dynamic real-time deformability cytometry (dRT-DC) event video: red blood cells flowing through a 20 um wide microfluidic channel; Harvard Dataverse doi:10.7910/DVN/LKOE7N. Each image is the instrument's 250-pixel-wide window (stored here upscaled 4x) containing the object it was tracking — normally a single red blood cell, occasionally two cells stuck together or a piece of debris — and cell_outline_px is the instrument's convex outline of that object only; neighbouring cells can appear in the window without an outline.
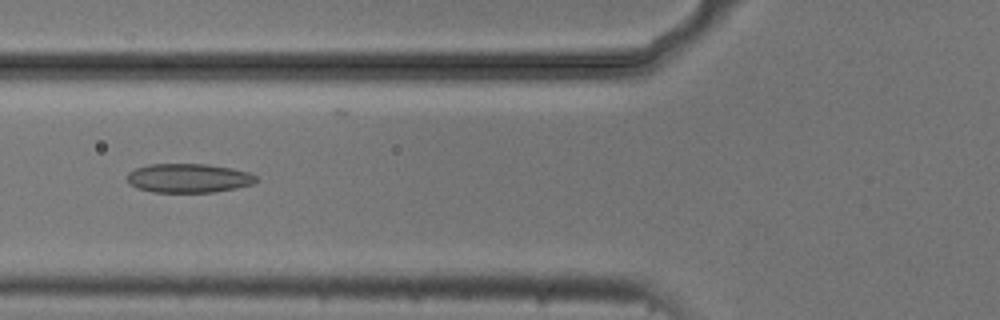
{"species": "common noctule bat (a hibernating species)", "species_latin": "Nyctalus noctula", "temperature_condition": "cold", "stored_images_in_passage": 8, "camera_frame_rate_fps": 3000, "um_per_image_px": 0.085, "animal": {"sex": "male", "body_mass_g": 20.5, "forearm_length_mm": 52.5}, "frame": {"image": 1, "passage_image": 5, "time_ms": 1.333, "image_size_px": [1000, 320], "cell_outline_px": [[256, 180], [252, 184], [236, 188], [212, 192], [152, 192], [136, 188], [128, 180], [128, 172], [136, 168], [148, 164], [208, 164], [232, 168], [248, 172], [256, 176]], "centroid_in_image_um": [16.02, 15.13], "position_along_channel_um": 109.8, "area_um2": 21.73}}
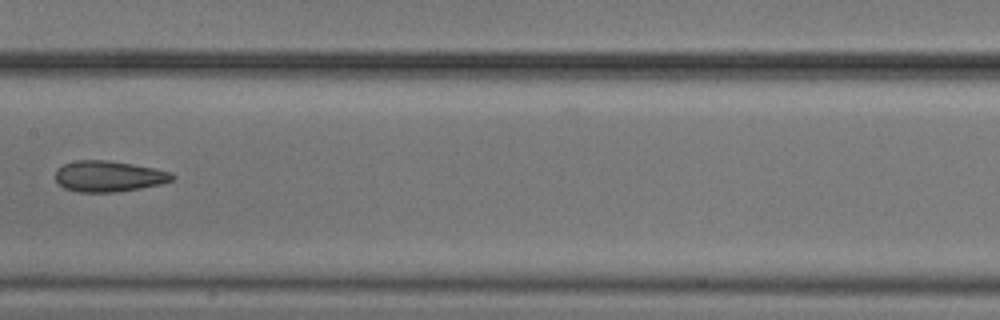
{"frame": {"image": 2, "passage_image": 7, "time_ms": 2.0, "image_size_px": [1000, 320], "cell_outline_px": [[176, 176], [172, 180], [160, 184], [140, 188], [116, 192], [80, 192], [64, 188], [56, 180], [56, 168], [64, 164], [76, 160], [108, 160], [132, 164], [172, 172]], "centroid_in_image_um": [9.23, 14.98], "position_along_channel_um": 198.2, "area_um2": 20.98}}
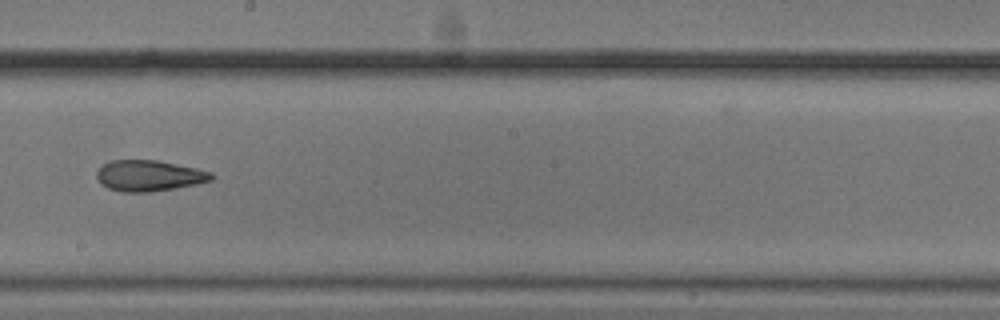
{"frame": {"image": 3, "passage_image": 8, "time_ms": 2.333, "image_size_px": [1000, 320], "cell_outline_px": [[216, 176], [212, 180], [196, 184], [176, 188], [148, 192], [120, 192], [108, 188], [100, 184], [96, 176], [96, 172], [104, 164], [112, 160], [156, 160], [196, 168], [212, 172]], "centroid_in_image_um": [12.67, 14.94], "position_along_channel_um": 235.5, "area_um2": 20.75}}